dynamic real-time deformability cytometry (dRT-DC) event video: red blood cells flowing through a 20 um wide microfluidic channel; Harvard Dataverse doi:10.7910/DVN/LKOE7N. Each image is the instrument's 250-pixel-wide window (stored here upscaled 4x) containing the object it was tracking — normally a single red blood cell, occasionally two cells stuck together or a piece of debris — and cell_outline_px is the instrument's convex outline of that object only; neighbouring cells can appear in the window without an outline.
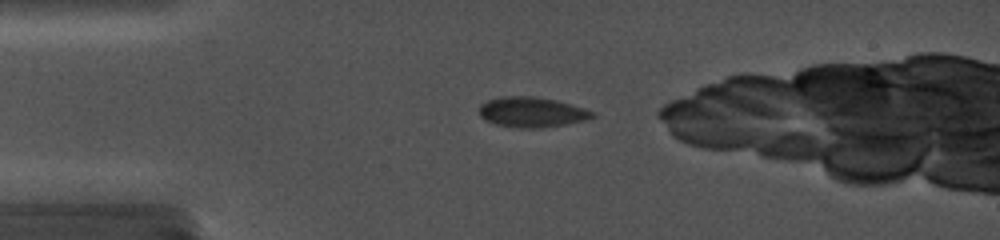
{"species": "common noctule bat (a hibernating species)", "species_latin": "Nyctalus noctula", "temperature_condition": "cold", "stored_images_in_passage": 16, "camera_frame_rate_fps": 5000, "um_per_image_px": 0.085, "animal": {"sex": "female", "body_mass_g": 19.0, "forearm_length_mm": 56.7}, "frame": {"image": 1, "passage_image": 2, "time_ms": 0.8, "image_size_px": [1000, 240], "cell_outline_px": [[596, 116], [584, 120], [564, 124], [540, 128], [516, 128], [496, 124], [484, 120], [480, 116], [480, 104], [488, 100], [500, 96], [532, 96], [556, 100], [584, 108], [596, 112]], "centroid_in_image_um": [45.19, 9.53], "position_along_channel_um": 39.8, "area_um2": 19.94}}
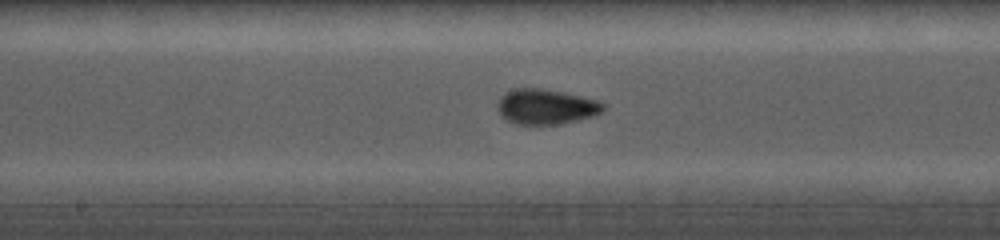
{"frame": {"image": 2, "passage_image": 8, "time_ms": 5.8, "image_size_px": [1000, 240], "cell_outline_px": [[604, 108], [600, 112], [592, 116], [560, 124], [516, 124], [500, 116], [496, 108], [500, 96], [504, 92], [512, 88], [544, 88], [564, 92], [600, 100], [604, 104]], "centroid_in_image_um": [46.36, 9.05], "position_along_channel_um": 201.8, "area_um2": 21.91}}
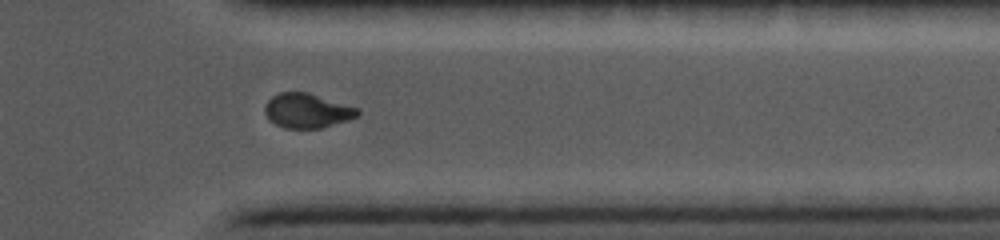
{"frame": {"image": 3, "passage_image": 14, "time_ms": 10.6, "image_size_px": [1000, 240], "cell_outline_px": [[360, 112], [356, 116], [320, 128], [284, 128], [276, 124], [264, 112], [264, 104], [272, 96], [280, 92], [308, 92], [356, 108]], "centroid_in_image_um": [26.03, 9.39], "position_along_channel_um": 385.4, "area_um2": 18.15}}